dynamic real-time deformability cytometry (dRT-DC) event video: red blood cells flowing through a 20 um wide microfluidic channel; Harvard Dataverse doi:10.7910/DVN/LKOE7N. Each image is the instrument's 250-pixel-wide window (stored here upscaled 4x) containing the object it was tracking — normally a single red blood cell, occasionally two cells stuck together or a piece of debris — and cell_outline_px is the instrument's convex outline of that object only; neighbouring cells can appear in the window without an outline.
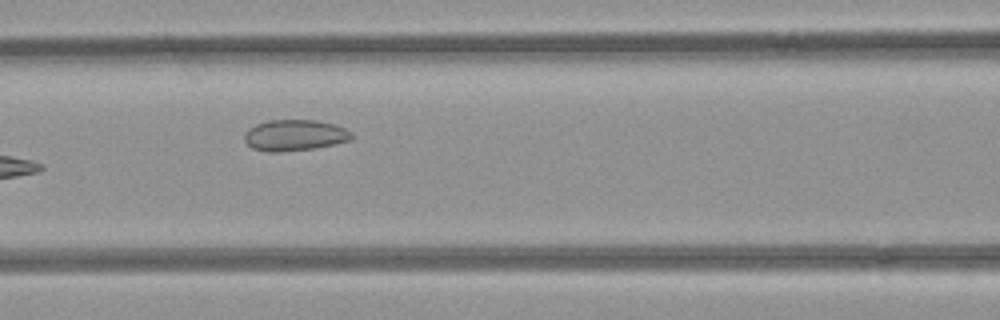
{"species": "common noctule bat (a hibernating species)", "species_latin": "Nyctalus noctula", "temperature_condition": "room temperature", "stored_images_in_passage": 8, "camera_frame_rate_fps": 3000, "um_per_image_px": 0.085, "animal": {"sex": "female", "body_mass_g": 21.9}, "frame": {"image": 1, "passage_image": 6, "time_ms": 1.667, "image_size_px": [1000, 320], "cell_outline_px": [[352, 140], [312, 148], [280, 152], [268, 152], [252, 148], [244, 140], [244, 132], [248, 128], [256, 124], [268, 120], [316, 120], [332, 124], [344, 128], [352, 132]], "centroid_in_image_um": [25.0, 11.49], "position_along_channel_um": 141.6, "area_um2": 19.36}}
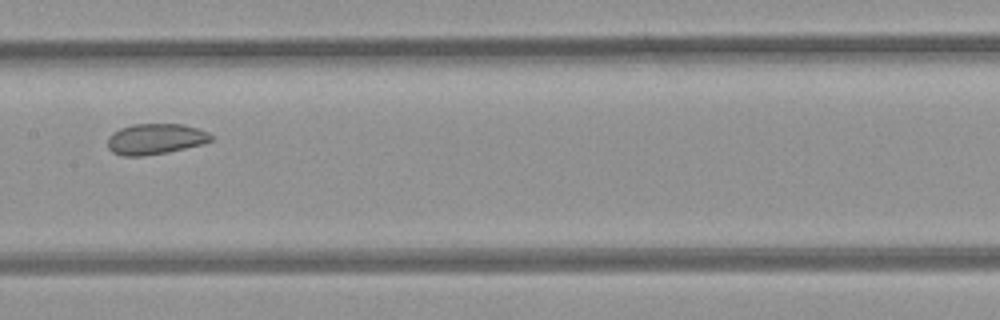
{"frame": {"image": 2, "passage_image": 7, "time_ms": 2.0, "image_size_px": [1000, 320], "cell_outline_px": [[212, 140], [204, 144], [168, 152], [144, 156], [124, 156], [112, 152], [108, 148], [108, 136], [112, 132], [120, 128], [132, 124], [184, 124], [208, 132], [212, 136]], "centroid_in_image_um": [13.19, 11.81], "position_along_channel_um": 194.2, "area_um2": 18.67}}
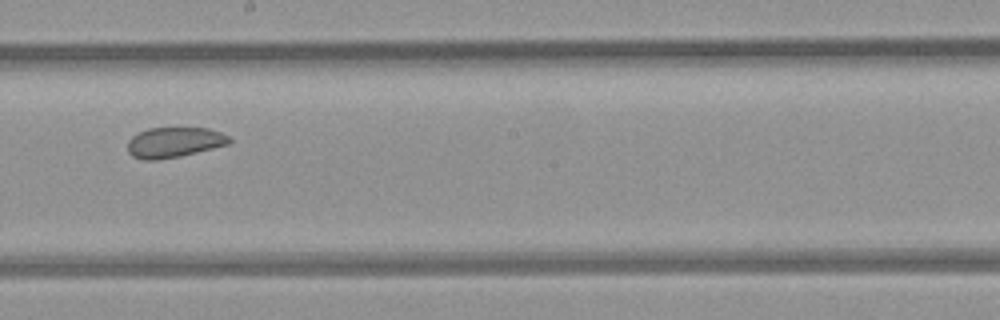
{"frame": {"image": 3, "passage_image": 8, "time_ms": 2.333, "image_size_px": [1000, 320], "cell_outline_px": [[232, 140], [228, 144], [180, 156], [156, 160], [144, 160], [132, 156], [128, 152], [128, 140], [132, 136], [148, 128], [208, 128], [220, 132], [228, 136]], "centroid_in_image_um": [14.78, 12.1], "position_along_channel_um": 233.4, "area_um2": 17.8}}